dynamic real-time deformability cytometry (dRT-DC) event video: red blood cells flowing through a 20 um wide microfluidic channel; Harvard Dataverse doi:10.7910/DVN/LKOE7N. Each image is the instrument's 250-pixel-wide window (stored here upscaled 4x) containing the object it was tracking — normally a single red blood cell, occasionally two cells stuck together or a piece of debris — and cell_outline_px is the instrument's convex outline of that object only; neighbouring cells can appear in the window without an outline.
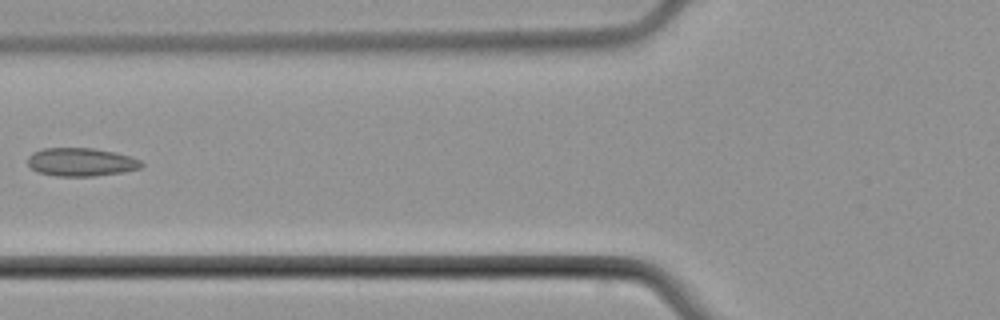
{"species": "common noctule bat (a hibernating species)", "species_latin": "Nyctalus noctula", "temperature_condition": "cold", "stored_images_in_passage": 4, "camera_frame_rate_fps": 3000, "um_per_image_px": 0.085, "animal": {"sex": "male", "body_mass_g": 21.5, "forearm_length_mm": 52.0}, "frame": {"image": 1, "passage_image": 3, "time_ms": 2.667, "image_size_px": [1000, 320], "cell_outline_px": [[144, 164], [140, 168], [124, 172], [92, 176], [56, 176], [36, 172], [28, 164], [28, 156], [32, 152], [44, 148], [92, 148], [116, 152], [140, 160]], "centroid_in_image_um": [6.87, 13.77], "position_along_channel_um": 118.9, "area_um2": 18.79}}
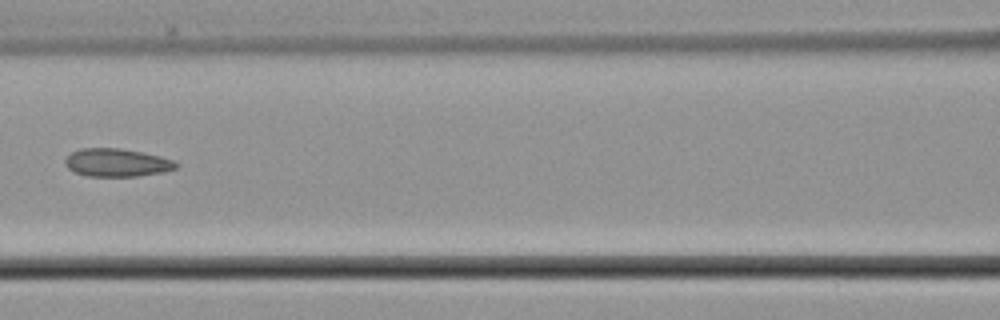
{"frame": {"image": 2, "passage_image": 4, "time_ms": 3.667, "image_size_px": [1000, 320], "cell_outline_px": [[180, 164], [176, 168], [164, 172], [136, 176], [88, 176], [72, 172], [64, 164], [64, 160], [72, 152], [80, 148], [120, 148], [160, 156], [172, 160]], "centroid_in_image_um": [9.91, 13.82], "position_along_channel_um": 156.7, "area_um2": 18.15}}